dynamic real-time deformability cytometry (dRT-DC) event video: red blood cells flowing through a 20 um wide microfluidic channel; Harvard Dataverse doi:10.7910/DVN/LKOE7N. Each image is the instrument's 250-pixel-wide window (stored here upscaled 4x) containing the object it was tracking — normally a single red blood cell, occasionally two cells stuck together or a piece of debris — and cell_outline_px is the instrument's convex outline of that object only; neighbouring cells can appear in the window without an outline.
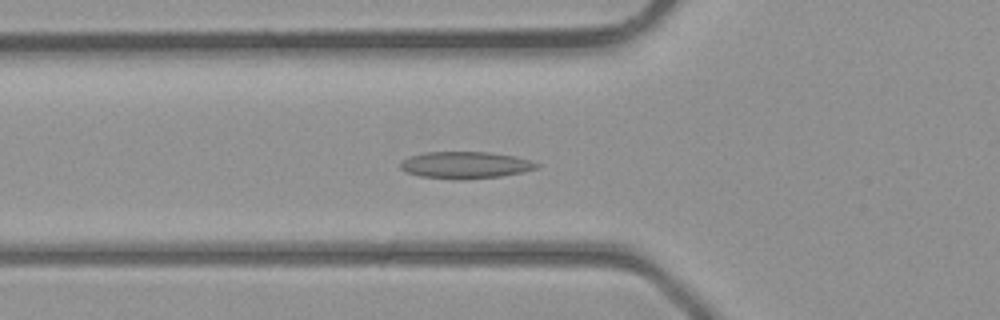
{"species": "common noctule bat (a hibernating species)", "species_latin": "Nyctalus noctula", "temperature_condition": "room temperature", "stored_images_in_passage": 30, "camera_frame_rate_fps": 3000, "um_per_image_px": 0.085, "animal": {"sex": "male", "body_mass_g": 23.1, "forearm_length_mm": 52.7}, "frame": {"image": 1, "passage_image": 2, "time_ms": 0.333, "image_size_px": [1000, 320], "cell_outline_px": [[540, 168], [524, 172], [500, 176], [464, 180], [456, 180], [420, 176], [404, 172], [400, 168], [400, 164], [404, 160], [412, 156], [424, 152], [488, 152], [516, 156], [532, 160], [540, 164]], "centroid_in_image_um": [39.61, 14.04], "position_along_channel_um": 86.2, "area_um2": 21.62}}
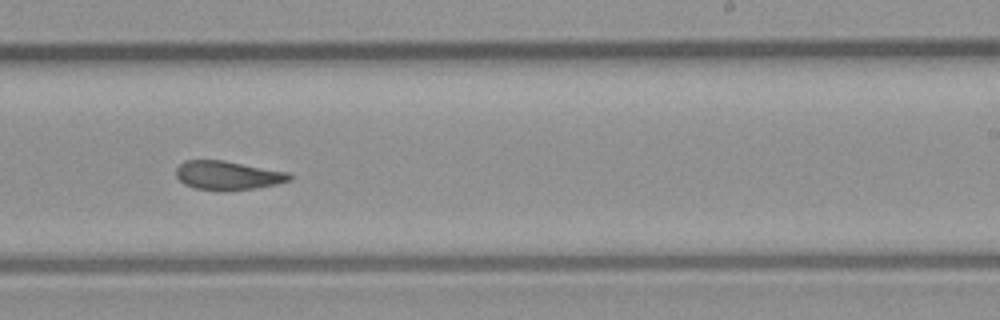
{"frame": {"image": 2, "passage_image": 13, "time_ms": 4.0, "image_size_px": [1000, 320], "cell_outline_px": [[292, 180], [276, 184], [252, 188], [220, 192], [196, 188], [184, 184], [176, 176], [176, 168], [184, 160], [224, 160], [292, 172]], "centroid_in_image_um": [19.39, 14.9], "position_along_channel_um": 269.6, "area_um2": 19.42}}
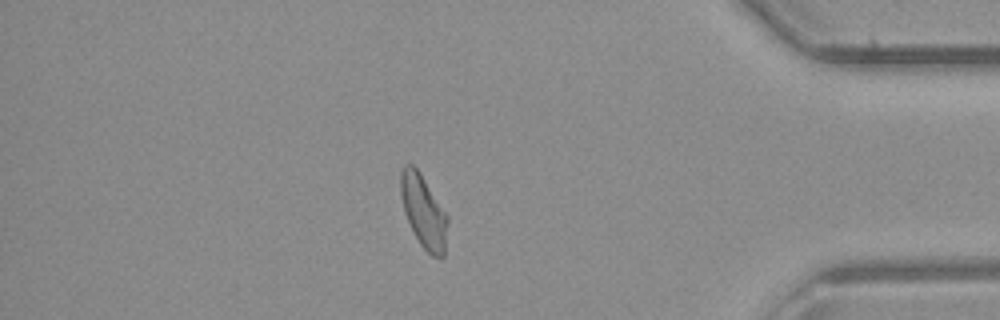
{"frame": {"image": 3, "passage_image": 23, "time_ms": 7.333, "image_size_px": [1000, 320], "cell_outline_px": [[448, 220], [444, 256], [432, 256], [420, 244], [404, 212], [400, 192], [400, 172], [404, 164], [412, 164], [420, 172], [448, 216]], "centroid_in_image_um": [35.99, 17.93], "position_along_channel_um": 399.2, "area_um2": 19.65}}